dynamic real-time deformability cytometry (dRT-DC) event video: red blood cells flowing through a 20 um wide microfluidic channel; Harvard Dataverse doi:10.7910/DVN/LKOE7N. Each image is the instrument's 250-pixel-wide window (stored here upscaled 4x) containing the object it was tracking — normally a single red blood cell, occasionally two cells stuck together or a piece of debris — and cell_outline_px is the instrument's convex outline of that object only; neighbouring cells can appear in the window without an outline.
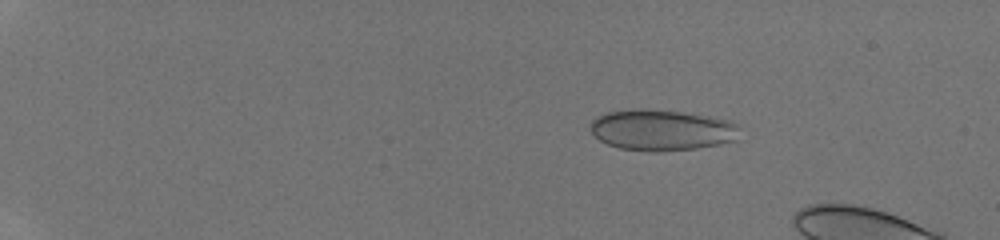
{"species": "human", "species_latin": "Homo sapiens", "temperature_condition": "room temperature", "stored_images_in_passage": 13, "camera_frame_rate_fps": 3000, "um_per_image_px": 0.085, "donor": {"sex": "male"}, "frame": {"image": 1, "passage_image": 6, "time_ms": 1.667, "image_size_px": [1000, 240], "cell_outline_px": [[736, 140], [720, 144], [696, 148], [656, 152], [648, 152], [620, 148], [608, 144], [600, 140], [592, 132], [592, 120], [596, 116], [608, 112], [632, 108], [644, 108], [684, 112], [732, 120], [736, 124]], "centroid_in_image_um": [56.23, 11.04], "position_along_channel_um": 28.8, "area_um2": 35.66}}